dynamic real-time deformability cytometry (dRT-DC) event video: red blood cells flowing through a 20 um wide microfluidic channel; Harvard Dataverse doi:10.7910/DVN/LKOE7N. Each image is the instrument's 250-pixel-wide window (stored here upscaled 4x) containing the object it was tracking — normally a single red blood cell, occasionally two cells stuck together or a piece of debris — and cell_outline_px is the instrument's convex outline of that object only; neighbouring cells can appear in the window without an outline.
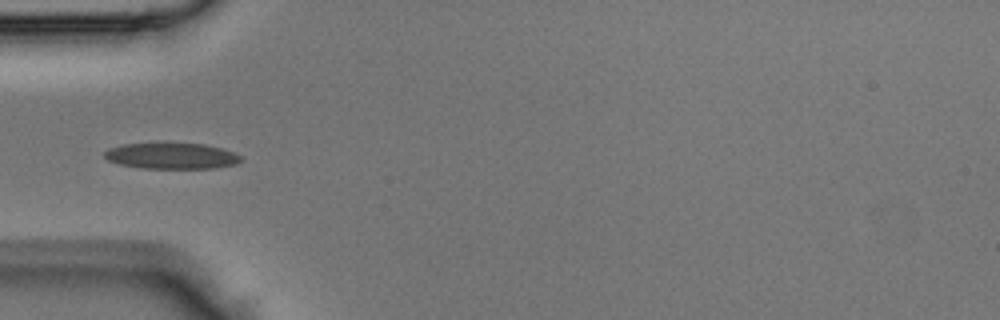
{"species": "Egyptian fruit bat (a non-hibernating species)", "species_latin": "Rousettus aegyptiacus", "temperature_condition": "room temperature", "stored_images_in_passage": 28, "camera_frame_rate_fps": 3000, "um_per_image_px": 0.085, "animal": {"sex": "male"}, "frame": {"image": 1, "passage_image": 1, "time_ms": 0.0, "image_size_px": [1000, 320], "cell_outline_px": [[240, 160], [236, 164], [212, 168], [144, 168], [120, 164], [108, 160], [104, 156], [104, 152], [108, 148], [120, 144], [160, 140], [204, 144], [224, 148], [240, 156]], "centroid_in_image_um": [14.51, 13.19], "position_along_channel_um": 70.5, "area_um2": 21.56}}
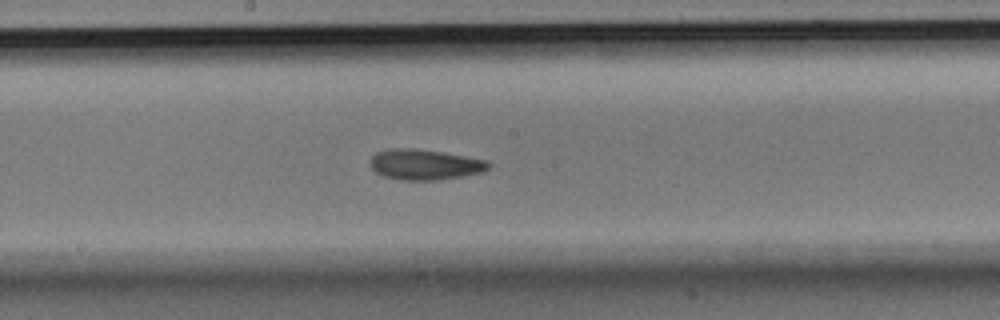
{"frame": {"image": 2, "passage_image": 10, "time_ms": 3.0, "image_size_px": [1000, 320], "cell_outline_px": [[492, 164], [484, 172], [436, 180], [400, 180], [384, 176], [376, 172], [372, 168], [368, 160], [376, 152], [388, 148], [416, 148], [444, 152], [488, 160]], "centroid_in_image_um": [36.1, 13.97], "position_along_channel_um": 212.1, "area_um2": 21.27}}
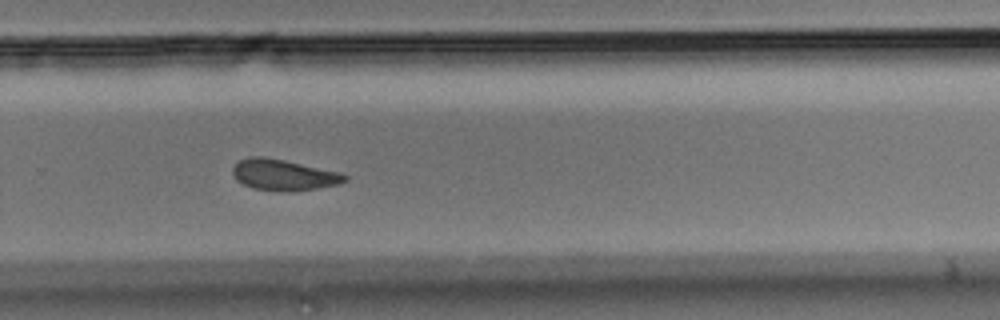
{"frame": {"image": 3, "passage_image": 16, "time_ms": 5.0, "image_size_px": [1000, 320], "cell_outline_px": [[348, 180], [336, 184], [320, 188], [292, 192], [256, 188], [244, 184], [236, 180], [232, 172], [232, 168], [240, 160], [248, 156], [264, 156], [284, 160], [340, 172], [348, 176]], "centroid_in_image_um": [24.12, 14.86], "position_along_channel_um": 305.7, "area_um2": 20.17}}